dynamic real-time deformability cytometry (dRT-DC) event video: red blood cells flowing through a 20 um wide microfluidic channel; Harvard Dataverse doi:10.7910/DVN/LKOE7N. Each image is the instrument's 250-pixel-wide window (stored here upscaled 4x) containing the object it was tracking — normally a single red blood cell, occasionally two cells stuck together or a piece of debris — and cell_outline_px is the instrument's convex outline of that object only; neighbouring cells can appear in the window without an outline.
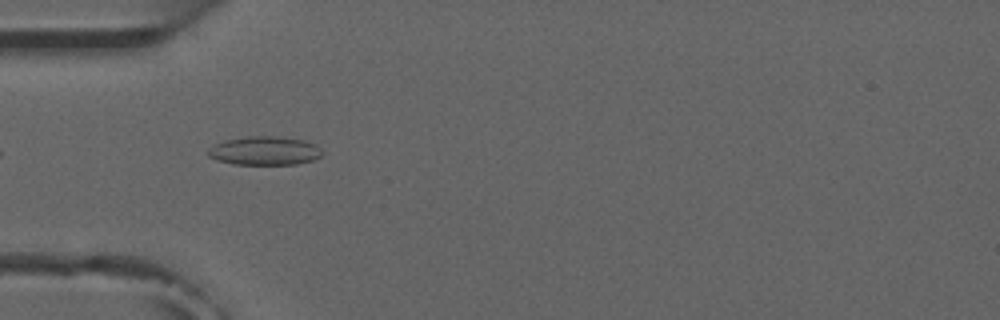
{"species": "common noctule bat (a hibernating species)", "species_latin": "Nyctalus noctula", "temperature_condition": "room temperature", "stored_images_in_passage": 3, "camera_frame_rate_fps": 3000, "um_per_image_px": 0.085, "animal": {"sex": "male", "forearm_length_mm": 52.5}, "frame": {"image": 1, "passage_image": 1, "time_ms": 0.0, "image_size_px": [1000, 320], "cell_outline_px": [[324, 152], [320, 156], [312, 160], [296, 164], [232, 164], [216, 160], [208, 156], [208, 148], [224, 140], [248, 136], [276, 136], [304, 140], [316, 144]], "centroid_in_image_um": [22.49, 12.81], "position_along_channel_um": 62.5, "area_um2": 19.13}}
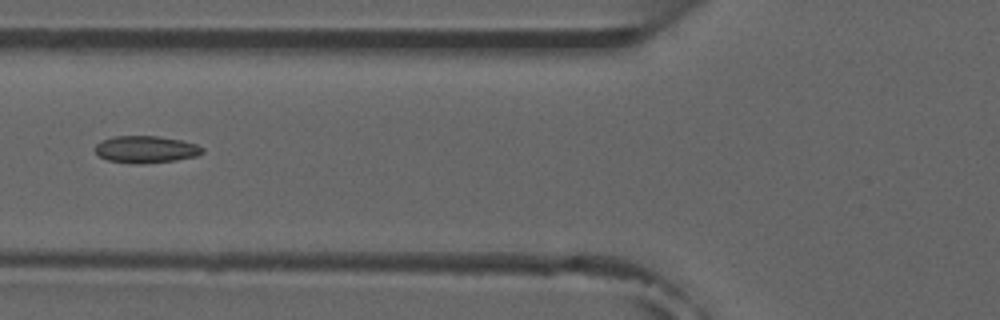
{"frame": {"image": 2, "passage_image": 2, "time_ms": 1.333, "image_size_px": [1000, 320], "cell_outline_px": [[204, 152], [196, 156], [176, 160], [132, 164], [108, 160], [100, 156], [92, 148], [100, 140], [112, 136], [156, 136], [180, 140], [196, 144], [204, 148]], "centroid_in_image_um": [12.36, 12.69], "position_along_channel_um": 113.4, "area_um2": 16.94}}
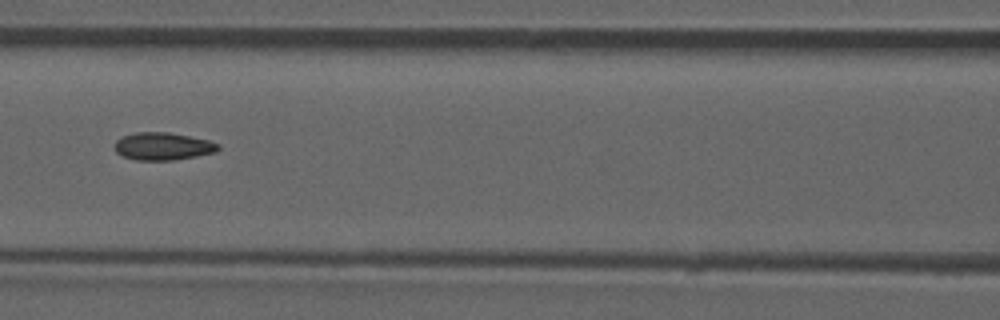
{"frame": {"image": 3, "passage_image": 3, "time_ms": 2.333, "image_size_px": [1000, 320], "cell_outline_px": [[220, 148], [216, 152], [196, 156], [172, 160], [136, 160], [124, 156], [116, 152], [112, 144], [116, 140], [124, 136], [136, 132], [168, 132], [208, 140], [220, 144]], "centroid_in_image_um": [13.83, 12.43], "position_along_channel_um": 152.8, "area_um2": 16.65}}